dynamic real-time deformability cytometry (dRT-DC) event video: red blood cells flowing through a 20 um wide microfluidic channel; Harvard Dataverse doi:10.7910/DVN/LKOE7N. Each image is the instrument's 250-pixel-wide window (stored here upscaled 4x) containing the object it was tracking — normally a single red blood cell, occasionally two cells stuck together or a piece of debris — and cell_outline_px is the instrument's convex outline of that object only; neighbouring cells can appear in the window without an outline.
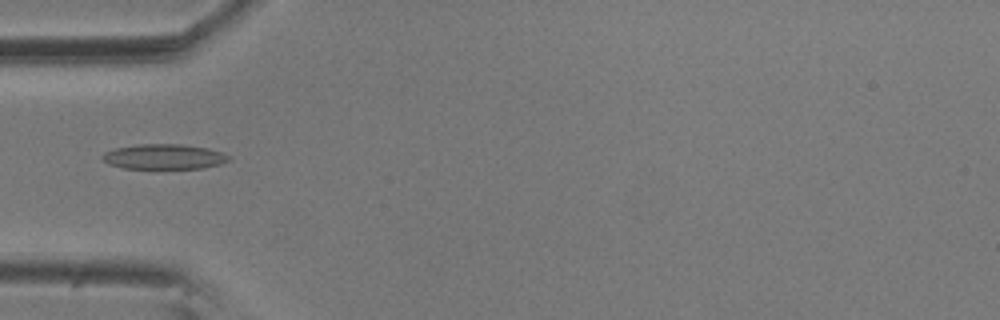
{"species": "common noctule bat (a hibernating species)", "species_latin": "Nyctalus noctula", "temperature_condition": "room temperature", "stored_images_in_passage": 9, "camera_frame_rate_fps": 3000, "um_per_image_px": 0.085, "animal": {"sex": "male", "body_mass_g": 20.5, "forearm_length_mm": 52.5}, "frame": {"image": 1, "passage_image": 3, "time_ms": 0.667, "image_size_px": [1000, 320], "cell_outline_px": [[232, 160], [220, 164], [204, 168], [124, 168], [108, 164], [100, 156], [104, 152], [116, 148], [136, 144], [184, 144], [208, 148], [224, 152], [232, 156]], "centroid_in_image_um": [14.0, 13.31], "position_along_channel_um": 71.0, "area_um2": 18.73}}
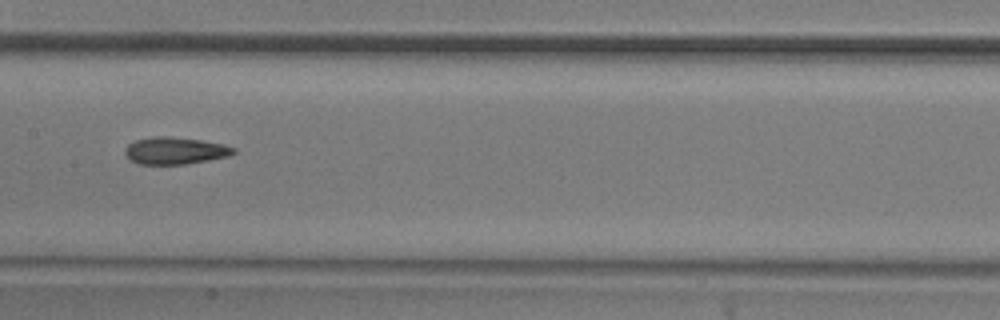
{"frame": {"image": 2, "passage_image": 6, "time_ms": 1.667, "image_size_px": [1000, 320], "cell_outline_px": [[236, 152], [228, 156], [208, 160], [184, 164], [140, 164], [132, 160], [124, 152], [124, 148], [128, 144], [136, 140], [152, 136], [172, 136], [200, 140], [224, 144], [236, 148]], "centroid_in_image_um": [14.89, 12.79], "position_along_channel_um": 192.5, "area_um2": 17.11}}
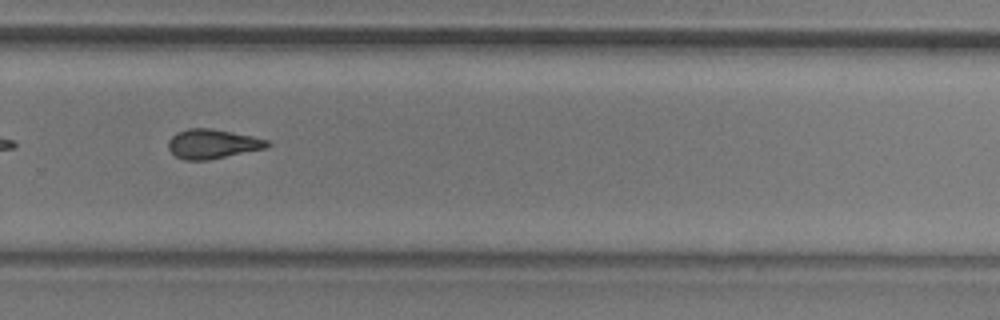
{"frame": {"image": 3, "passage_image": 9, "time_ms": 2.667, "image_size_px": [1000, 320], "cell_outline_px": [[272, 144], [268, 148], [208, 160], [184, 160], [176, 156], [168, 148], [168, 140], [176, 132], [188, 128], [212, 128], [252, 136], [268, 140]], "centroid_in_image_um": [18.08, 12.23], "position_along_channel_um": 311.7, "area_um2": 17.11}}